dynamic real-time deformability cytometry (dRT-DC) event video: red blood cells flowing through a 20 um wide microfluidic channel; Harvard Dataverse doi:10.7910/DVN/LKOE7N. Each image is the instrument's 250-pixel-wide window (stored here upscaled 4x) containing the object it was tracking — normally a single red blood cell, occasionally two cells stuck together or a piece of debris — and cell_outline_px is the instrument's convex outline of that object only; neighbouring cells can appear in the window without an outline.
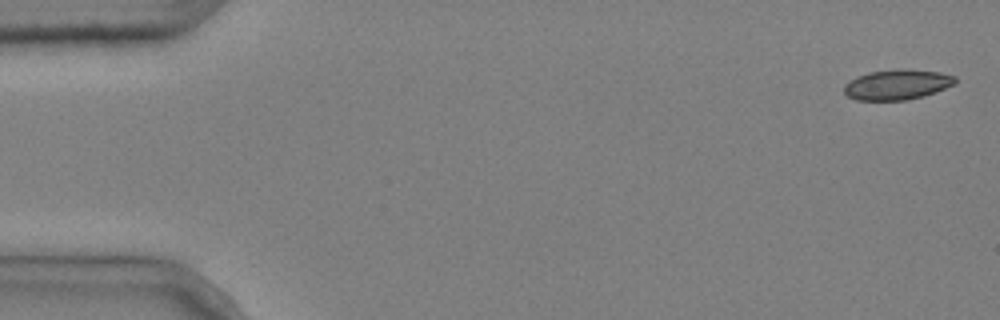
{"species": "common noctule bat (a hibernating species)", "species_latin": "Nyctalus noctula", "temperature_condition": "cold", "stored_images_in_passage": 5, "camera_frame_rate_fps": 3000, "um_per_image_px": 0.085, "animal": {"sex": "male", "body_mass_g": 20.4}, "frame": {"image": 1, "passage_image": 1, "time_ms": 0.0, "image_size_px": [1000, 320], "cell_outline_px": [[956, 84], [924, 96], [908, 100], [856, 100], [848, 96], [844, 92], [844, 84], [848, 80], [856, 76], [868, 72], [896, 68], [940, 72], [956, 76]], "centroid_in_image_um": [76.24, 7.18], "position_along_channel_um": 8.8, "area_um2": 19.83}}
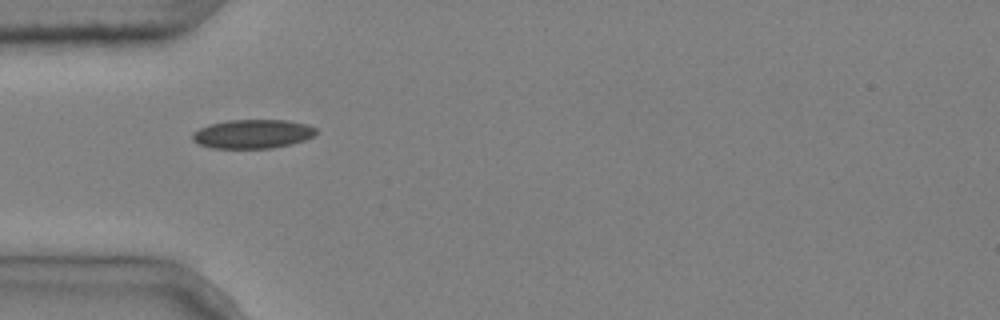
{"frame": {"image": 2, "passage_image": 5, "time_ms": 1.333, "image_size_px": [1000, 320], "cell_outline_px": [[316, 136], [292, 144], [272, 148], [212, 148], [200, 144], [192, 140], [192, 132], [208, 124], [228, 120], [288, 120], [308, 124], [316, 128]], "centroid_in_image_um": [21.49, 11.38], "position_along_channel_um": 63.5, "area_um2": 21.04}}